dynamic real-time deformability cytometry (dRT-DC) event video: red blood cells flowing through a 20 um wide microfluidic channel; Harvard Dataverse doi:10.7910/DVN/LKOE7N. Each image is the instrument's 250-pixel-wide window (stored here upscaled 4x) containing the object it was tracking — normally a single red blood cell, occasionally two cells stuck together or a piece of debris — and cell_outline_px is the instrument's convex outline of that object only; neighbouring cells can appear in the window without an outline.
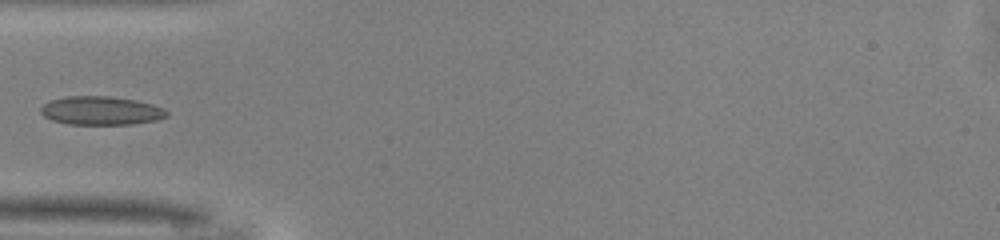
{"species": "common noctule bat (a hibernating species)", "species_latin": "Nyctalus noctula", "temperature_condition": "warm", "stored_images_in_passage": 34, "camera_frame_rate_fps": 3000, "um_per_image_px": 0.085, "animal": {"sex": "male", "body_mass_g": 13.0, "forearm_length_mm": 53.1}, "frame": {"image": 1, "passage_image": 1, "time_ms": 0.0, "image_size_px": [1000, 240], "cell_outline_px": [[168, 116], [156, 120], [132, 124], [68, 124], [52, 120], [44, 116], [40, 112], [40, 108], [48, 100], [64, 96], [108, 96], [136, 100], [152, 104], [164, 108], [168, 112]], "centroid_in_image_um": [8.57, 9.4], "position_along_channel_um": 76.4, "area_um2": 21.1}}
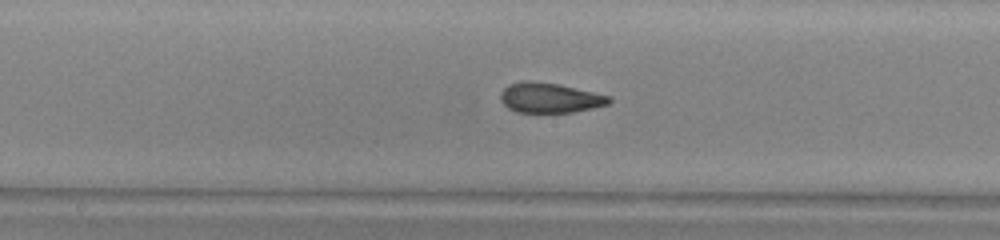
{"frame": {"image": 2, "passage_image": 10, "time_ms": 3.0, "image_size_px": [1000, 240], "cell_outline_px": [[612, 100], [608, 104], [592, 108], [572, 112], [516, 112], [508, 108], [500, 100], [500, 92], [508, 84], [524, 80], [532, 80], [556, 84], [612, 96]], "centroid_in_image_um": [46.7, 8.31], "position_along_channel_um": 201.5, "area_um2": 18.96}}
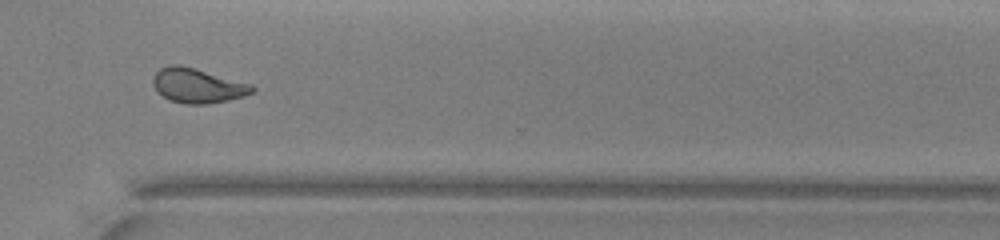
{"frame": {"image": 3, "passage_image": 21, "time_ms": 6.667, "image_size_px": [1000, 240], "cell_outline_px": [[256, 92], [244, 96], [228, 100], [208, 104], [184, 104], [168, 100], [156, 92], [152, 84], [152, 80], [156, 72], [160, 68], [168, 64], [180, 64], [252, 84], [256, 88]], "centroid_in_image_um": [16.78, 7.28], "position_along_channel_um": 353.8, "area_um2": 20.35}}